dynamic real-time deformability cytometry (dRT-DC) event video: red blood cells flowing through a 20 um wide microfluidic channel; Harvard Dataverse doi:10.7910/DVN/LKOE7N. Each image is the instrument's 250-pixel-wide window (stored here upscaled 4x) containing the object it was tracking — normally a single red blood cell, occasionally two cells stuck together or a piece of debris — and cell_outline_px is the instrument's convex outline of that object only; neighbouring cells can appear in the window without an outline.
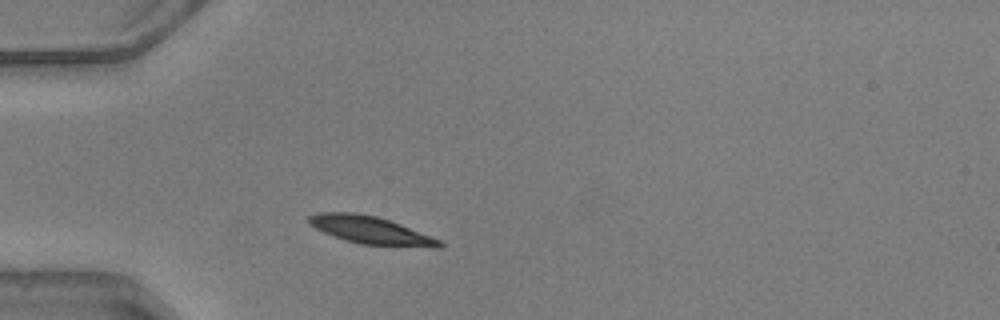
{"species": "common noctule bat (a hibernating species)", "species_latin": "Nyctalus noctula", "temperature_condition": "warm", "stored_images_in_passage": 36, "camera_frame_rate_fps": 3000, "um_per_image_px": 0.085, "animal": {"sex": "male", "body_mass_g": 20.5, "forearm_length_mm": 52.5}, "frame": {"image": 1, "passage_image": 1, "time_ms": 0.0, "image_size_px": [1000, 320], "cell_outline_px": [[444, 244], [440, 248], [432, 248], [360, 244], [344, 240], [324, 232], [308, 224], [308, 216], [316, 212], [356, 212], [376, 216], [400, 224], [432, 236], [440, 240]], "centroid_in_image_um": [31.51, 19.57], "position_along_channel_um": 53.5, "area_um2": 21.21}}
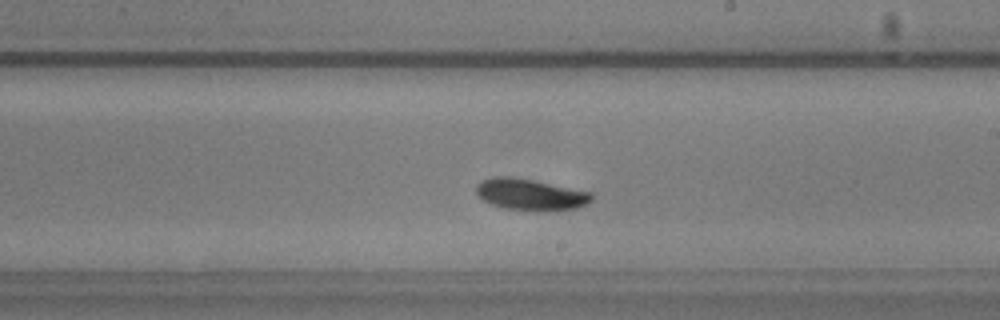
{"frame": {"image": 2, "passage_image": 16, "time_ms": 5.0, "image_size_px": [1000, 320], "cell_outline_px": [[592, 200], [576, 208], [536, 212], [504, 208], [492, 204], [484, 200], [476, 192], [476, 184], [480, 180], [492, 176], [512, 176], [592, 192]], "centroid_in_image_um": [45.05, 16.53], "position_along_channel_um": 244.0, "area_um2": 21.21}}
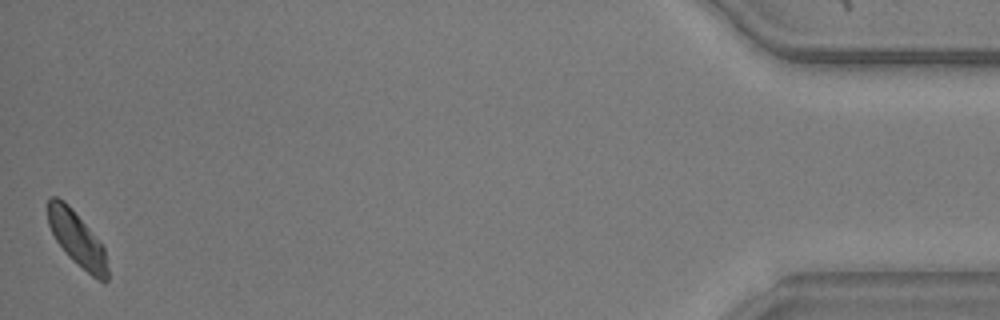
{"frame": {"image": 3, "passage_image": 36, "time_ms": 11.667, "image_size_px": [1000, 320], "cell_outline_px": [[108, 280], [104, 284], [92, 276], [72, 260], [68, 256], [56, 240], [48, 224], [48, 200], [52, 196], [56, 196], [64, 200], [72, 208], [104, 248], [108, 268]], "centroid_in_image_um": [6.55, 20.33], "position_along_channel_um": 428.7, "area_um2": 18.73}, "authors_computed_cell_mechanics": {"area_um2": 20.1433, "velocity_mm_per_s": 4.0574, "shape_relaxation_time_tau1_ms": 1.778, "shape_relaxation_time_tau2_ms": 8.7405, "deformation_change_tau1": 0.0729, "deformation_change_tau2": 0.1477}}